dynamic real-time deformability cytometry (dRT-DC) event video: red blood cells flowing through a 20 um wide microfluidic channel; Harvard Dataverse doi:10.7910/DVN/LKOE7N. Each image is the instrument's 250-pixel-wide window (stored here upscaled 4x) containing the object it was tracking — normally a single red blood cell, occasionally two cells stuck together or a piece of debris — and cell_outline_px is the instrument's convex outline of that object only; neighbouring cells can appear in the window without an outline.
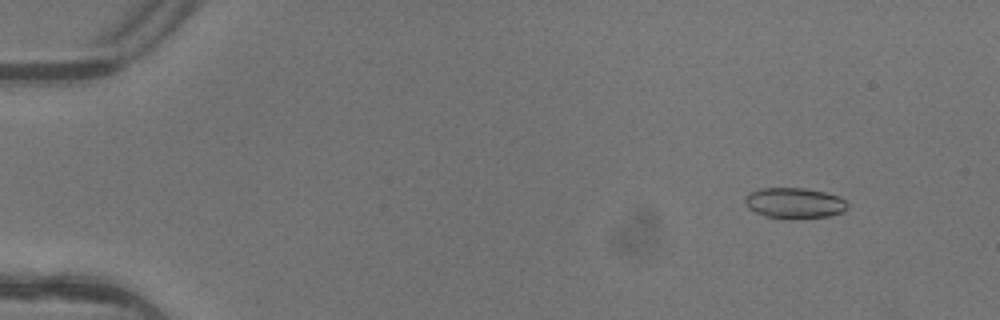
{"species": "common noctule bat (a hibernating species)", "species_latin": "Nyctalus noctula", "temperature_condition": "warm", "stored_images_in_passage": 5, "camera_frame_rate_fps": 3000, "um_per_image_px": 0.085, "animal": {"sex": "female"}, "frame": {"image": 1, "passage_image": 2, "time_ms": 0.333, "image_size_px": [1000, 320], "cell_outline_px": [[848, 208], [844, 212], [828, 216], [764, 216], [748, 208], [744, 200], [748, 192], [760, 188], [804, 188], [824, 192], [836, 196], [844, 200], [848, 204]], "centroid_in_image_um": [67.5, 17.21], "position_along_channel_um": 17.5, "area_um2": 17.63}}
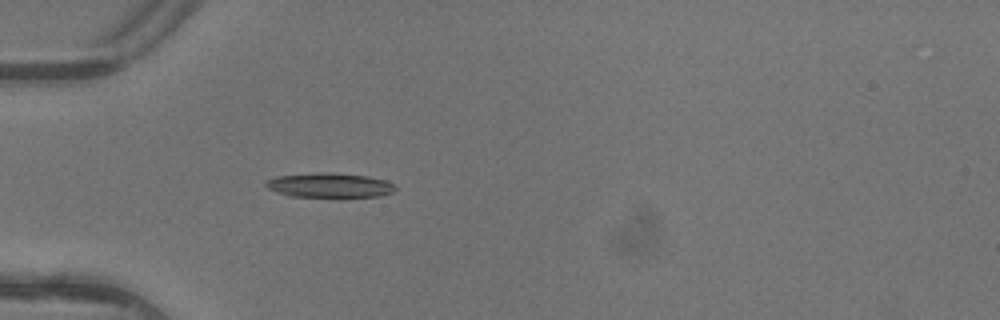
{"frame": {"image": 2, "passage_image": 5, "time_ms": 1.333, "image_size_px": [1000, 320], "cell_outline_px": [[396, 188], [392, 192], [380, 196], [340, 200], [336, 200], [288, 196], [276, 192], [268, 188], [264, 184], [268, 180], [276, 176], [320, 172], [332, 172], [368, 176], [384, 180], [396, 184]], "centroid_in_image_um": [28.05, 15.8], "position_along_channel_um": 57.0, "area_um2": 19.77}}